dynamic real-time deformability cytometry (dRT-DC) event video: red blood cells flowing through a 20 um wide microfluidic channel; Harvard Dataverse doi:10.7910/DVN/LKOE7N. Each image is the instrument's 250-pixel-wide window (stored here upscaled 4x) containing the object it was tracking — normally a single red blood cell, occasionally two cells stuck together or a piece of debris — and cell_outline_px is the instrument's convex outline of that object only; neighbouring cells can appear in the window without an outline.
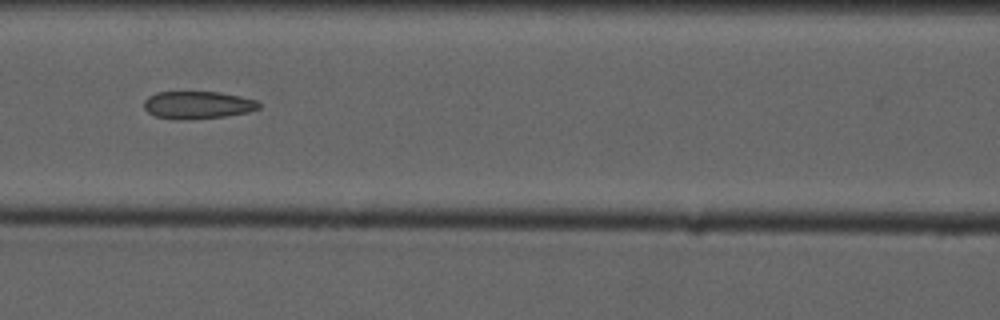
{"species": "common noctule bat (a hibernating species)", "species_latin": "Nyctalus noctula", "temperature_condition": "cold", "stored_images_in_passage": 14, "camera_frame_rate_fps": 3000, "um_per_image_px": 0.085, "animal": {"sex": "male", "forearm_length_mm": 52.5}, "frame": {"image": 1, "passage_image": 7, "time_ms": 8.667, "image_size_px": [1000, 320], "cell_outline_px": [[260, 108], [248, 112], [224, 116], [188, 120], [176, 120], [156, 116], [148, 112], [144, 108], [144, 100], [148, 96], [156, 92], [220, 92], [240, 96], [256, 100], [260, 104]], "centroid_in_image_um": [16.78, 8.93], "position_along_channel_um": 149.8, "area_um2": 18.55}}
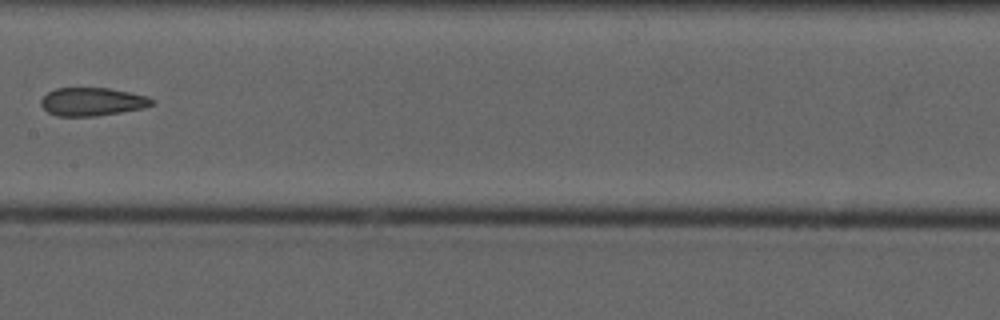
{"frame": {"image": 2, "passage_image": 8, "time_ms": 10.0, "image_size_px": [1000, 320], "cell_outline_px": [[156, 100], [152, 104], [144, 108], [96, 116], [56, 116], [48, 112], [40, 104], [40, 100], [48, 92], [56, 88], [108, 88], [148, 96]], "centroid_in_image_um": [7.84, 8.64], "position_along_channel_um": 199.6, "area_um2": 18.21}}
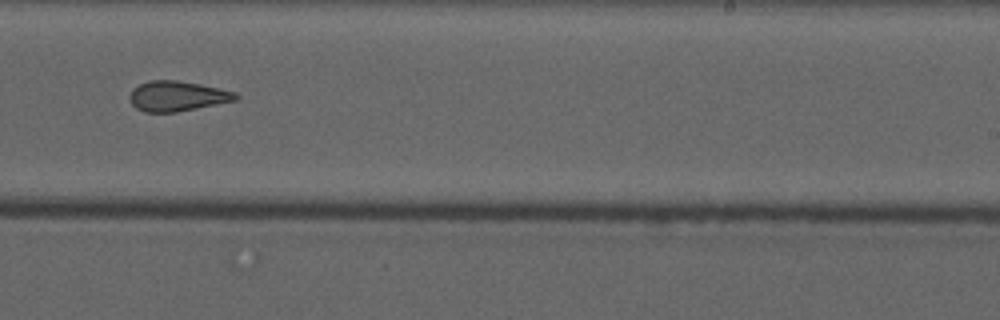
{"frame": {"image": 3, "passage_image": 10, "time_ms": 12.0, "image_size_px": [1000, 320], "cell_outline_px": [[240, 96], [236, 100], [176, 112], [144, 112], [136, 108], [132, 104], [128, 96], [132, 88], [148, 80], [176, 80], [200, 84], [236, 92]], "centroid_in_image_um": [15.03, 8.16], "position_along_channel_um": 274.0, "area_um2": 18.61}, "authors_computed_cell_mechanics": {"area_um2": 19.5653, "velocity_mm_per_s": 3.7336, "shape_relaxation_time_tau1_ms": null, "shape_relaxation_time_tau2_ms": 4.8547, "deformation_change_tau1": null, "deformation_change_tau2": 0.1222}}